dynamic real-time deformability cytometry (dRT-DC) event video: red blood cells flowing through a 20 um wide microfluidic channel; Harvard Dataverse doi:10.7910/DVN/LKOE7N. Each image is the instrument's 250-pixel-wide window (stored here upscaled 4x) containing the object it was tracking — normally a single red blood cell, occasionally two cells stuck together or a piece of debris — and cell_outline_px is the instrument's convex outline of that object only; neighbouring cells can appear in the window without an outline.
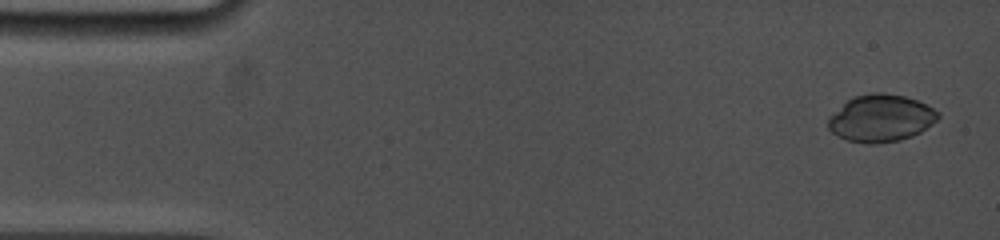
{"species": "common noctule bat (a hibernating species)", "species_latin": "Nyctalus noctula", "temperature_condition": "cold", "stored_images_in_passage": 40, "camera_frame_rate_fps": 5000, "um_per_image_px": 0.085, "animal": {"sex": "female", "body_mass_g": 19.0, "forearm_length_mm": 53.3}, "frame": {"image": 1, "passage_image": 2, "time_ms": 0.4, "image_size_px": [1000, 240], "cell_outline_px": [[940, 116], [932, 124], [920, 132], [912, 136], [900, 140], [876, 144], [868, 144], [848, 140], [832, 132], [828, 128], [828, 116], [848, 100], [856, 96], [872, 92], [884, 92], [904, 96], [916, 100], [940, 112]], "centroid_in_image_um": [74.87, 10.05], "position_along_channel_um": 10.1, "area_um2": 30.11}}